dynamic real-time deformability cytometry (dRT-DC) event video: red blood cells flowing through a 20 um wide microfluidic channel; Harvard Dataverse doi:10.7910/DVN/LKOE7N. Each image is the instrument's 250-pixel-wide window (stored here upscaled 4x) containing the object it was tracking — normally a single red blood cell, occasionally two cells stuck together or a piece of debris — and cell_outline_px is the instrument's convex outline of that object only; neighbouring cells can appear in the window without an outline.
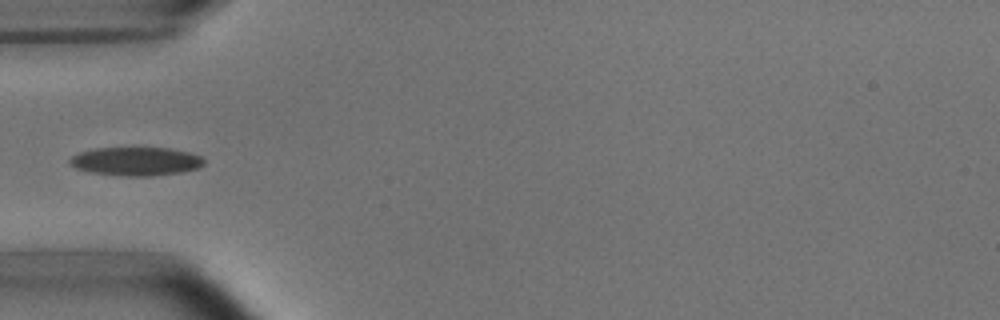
{"species": "common noctule bat (a hibernating species)", "species_latin": "Nyctalus noctula", "temperature_condition": "room temperature", "stored_images_in_passage": 5, "camera_frame_rate_fps": 3000, "um_per_image_px": 0.085, "animal": {"sex": "male", "body_mass_g": 15.6}, "frame": {"image": 1, "passage_image": 5, "time_ms": 5.333, "image_size_px": [1000, 320], "cell_outline_px": [[204, 164], [196, 168], [180, 172], [152, 176], [120, 176], [88, 172], [76, 168], [68, 164], [68, 160], [72, 156], [80, 152], [96, 148], [168, 148], [188, 152], [200, 156], [204, 160]], "centroid_in_image_um": [11.5, 13.72], "position_along_channel_um": 73.5, "area_um2": 22.31}}